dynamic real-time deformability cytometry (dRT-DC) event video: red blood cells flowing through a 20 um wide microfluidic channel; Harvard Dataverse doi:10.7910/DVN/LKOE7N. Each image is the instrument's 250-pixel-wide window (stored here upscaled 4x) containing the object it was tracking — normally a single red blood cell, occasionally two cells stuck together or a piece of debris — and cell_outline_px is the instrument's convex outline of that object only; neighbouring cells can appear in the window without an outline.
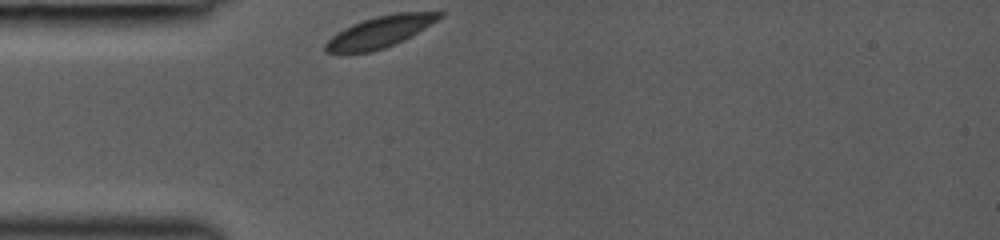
{"species": "common noctule bat (a hibernating species)", "species_latin": "Nyctalus noctula", "temperature_condition": "room temperature", "stored_images_in_passage": 27, "camera_frame_rate_fps": 3000, "um_per_image_px": 0.085, "animal": {"sex": "female", "body_mass_g": 19.0, "forearm_length_mm": 53.3}, "frame": {"image": 1, "passage_image": 1, "time_ms": 0.0, "image_size_px": [1000, 240], "cell_outline_px": [[444, 16], [416, 32], [384, 48], [368, 52], [324, 52], [324, 44], [336, 32], [352, 24], [376, 16], [396, 12], [444, 12]], "centroid_in_image_um": [32.25, 2.69], "position_along_channel_um": 52.7, "area_um2": 20.23}}
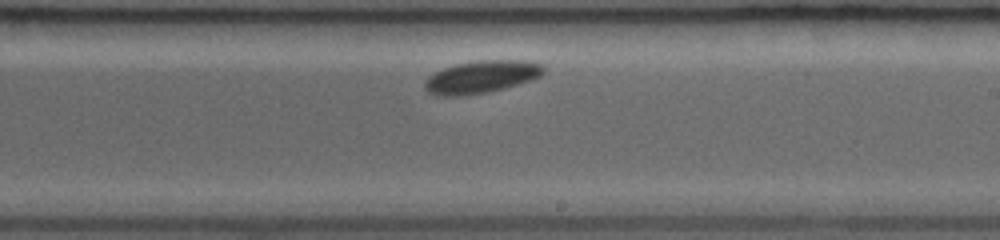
{"frame": {"image": 2, "passage_image": 16, "time_ms": 5.0, "image_size_px": [1000, 240], "cell_outline_px": [[544, 72], [540, 76], [516, 84], [488, 92], [460, 96], [436, 96], [428, 92], [424, 88], [424, 80], [428, 76], [444, 68], [456, 64], [476, 60], [528, 60], [540, 64], [544, 68]], "centroid_in_image_um": [40.86, 6.53], "position_along_channel_um": 248.1, "area_um2": 22.43}}
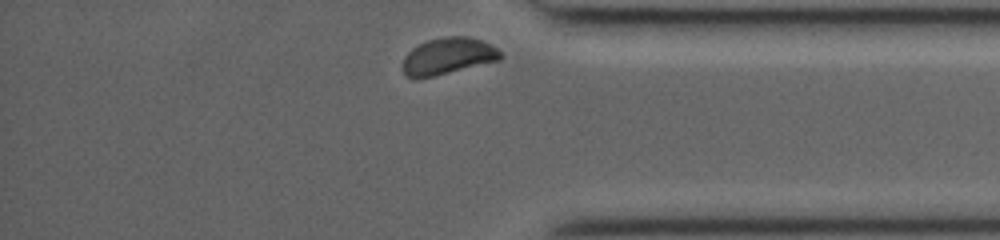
{"frame": {"image": 3, "passage_image": 27, "time_ms": 8.667, "image_size_px": [1000, 240], "cell_outline_px": [[504, 56], [500, 60], [416, 80], [408, 76], [404, 72], [404, 56], [412, 48], [428, 40], [448, 36], [468, 36], [480, 40], [496, 48]], "centroid_in_image_um": [38.08, 4.77], "position_along_channel_um": 397.1, "area_um2": 20.63}}